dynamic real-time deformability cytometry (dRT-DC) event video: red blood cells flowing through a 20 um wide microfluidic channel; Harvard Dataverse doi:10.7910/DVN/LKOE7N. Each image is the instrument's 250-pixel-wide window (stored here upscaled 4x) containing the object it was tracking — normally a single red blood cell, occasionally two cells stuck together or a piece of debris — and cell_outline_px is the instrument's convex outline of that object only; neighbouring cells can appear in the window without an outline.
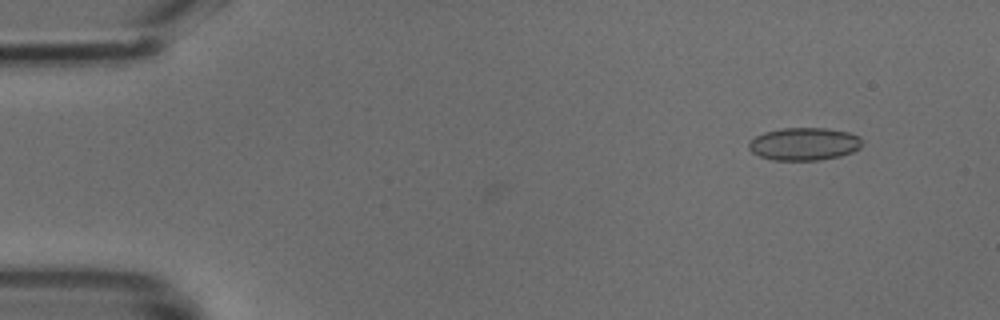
{"species": "common noctule bat (a hibernating species)", "species_latin": "Nyctalus noctula", "temperature_condition": "cold", "stored_images_in_passage": 34, "camera_frame_rate_fps": 3000, "um_per_image_px": 0.085, "animal": {"sex": "male", "body_mass_g": 18.8}, "frame": {"image": 1, "passage_image": 2, "time_ms": 0.333, "image_size_px": [1000, 320], "cell_outline_px": [[860, 148], [852, 152], [840, 156], [820, 160], [772, 160], [760, 156], [752, 152], [748, 148], [748, 144], [756, 136], [764, 132], [780, 128], [824, 128], [848, 132], [860, 136]], "centroid_in_image_um": [68.34, 12.24], "position_along_channel_um": 16.7, "area_um2": 21.56}}
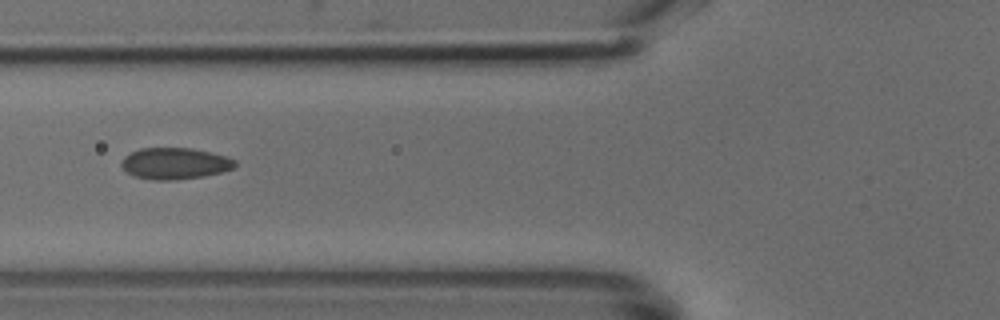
{"frame": {"image": 2, "passage_image": 16, "time_ms": 5.0, "image_size_px": [1000, 320], "cell_outline_px": [[236, 164], [232, 168], [220, 172], [204, 176], [172, 180], [152, 180], [132, 176], [120, 164], [124, 156], [140, 148], [192, 148], [212, 152], [228, 156], [236, 160]], "centroid_in_image_um": [14.86, 13.89], "position_along_channel_um": 110.9, "area_um2": 20.87}}
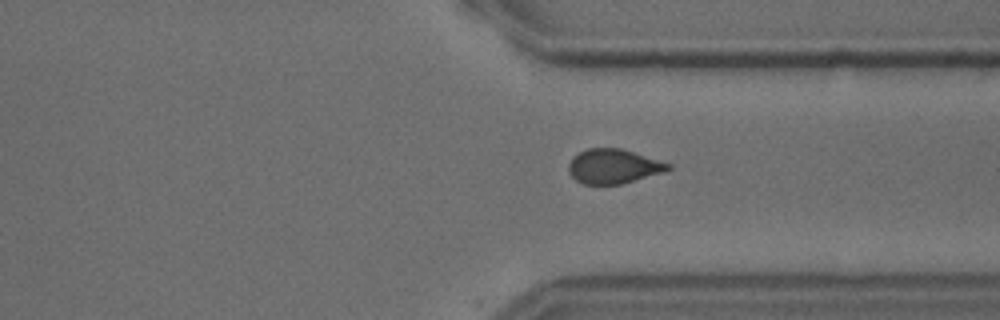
{"frame": {"image": 3, "passage_image": 34, "time_ms": 11.0, "image_size_px": [1000, 320], "cell_outline_px": [[672, 168], [664, 172], [620, 184], [584, 184], [576, 180], [568, 172], [568, 164], [580, 152], [588, 148], [620, 148], [672, 164]], "centroid_in_image_um": [52.16, 14.14], "position_along_channel_um": 359.2, "area_um2": 19.77}}